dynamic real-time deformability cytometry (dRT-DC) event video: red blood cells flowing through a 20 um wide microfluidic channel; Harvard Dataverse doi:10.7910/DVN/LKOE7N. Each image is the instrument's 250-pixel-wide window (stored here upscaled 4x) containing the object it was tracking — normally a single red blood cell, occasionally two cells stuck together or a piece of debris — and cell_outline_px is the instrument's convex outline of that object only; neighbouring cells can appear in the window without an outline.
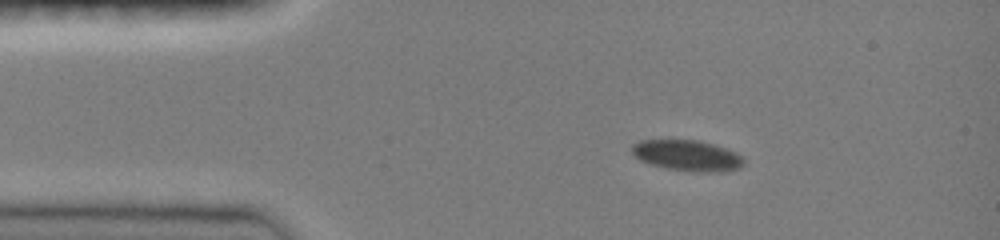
{"species": "common noctule bat (a hibernating species)", "species_latin": "Nyctalus noctula", "temperature_condition": "room temperature", "stored_images_in_passage": 41, "camera_frame_rate_fps": 3000, "um_per_image_px": 0.085, "animal": {"sex": "female", "body_mass_g": 19.0, "forearm_length_mm": 51.5}, "frame": {"image": 1, "passage_image": 1, "time_ms": 0.0, "image_size_px": [1000, 240], "cell_outline_px": [[744, 164], [740, 168], [724, 172], [692, 172], [668, 168], [652, 164], [640, 160], [632, 152], [632, 144], [640, 140], [696, 140], [712, 144], [736, 152], [744, 160]], "centroid_in_image_um": [58.44, 13.23], "position_along_channel_um": 26.6, "area_um2": 20.0}}
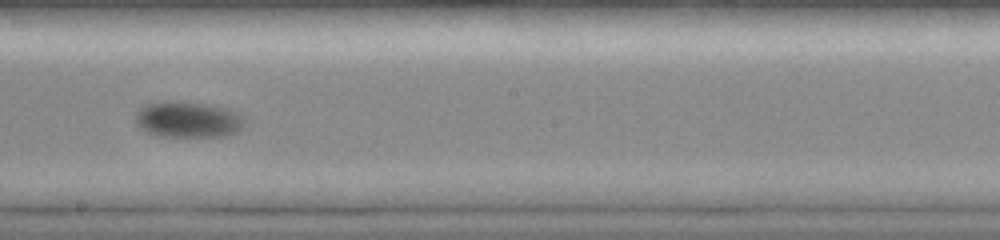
{"frame": {"image": 2, "passage_image": 20, "time_ms": 6.667, "image_size_px": [1000, 240], "cell_outline_px": [[244, 124], [236, 132], [228, 136], [156, 136], [144, 132], [136, 124], [136, 112], [144, 104], [156, 100], [180, 100], [212, 104], [228, 108], [236, 112], [244, 120]], "centroid_in_image_um": [15.92, 10.12], "position_along_channel_um": 232.3, "area_um2": 23.58}}
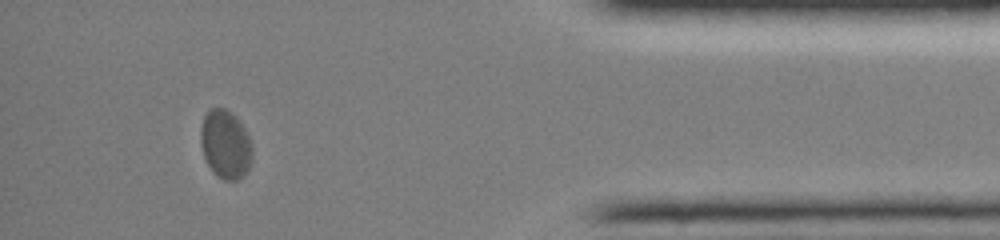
{"frame": {"image": 3, "passage_image": 36, "time_ms": 12.333, "image_size_px": [1000, 240], "cell_outline_px": [[252, 160], [244, 176], [236, 180], [224, 180], [216, 176], [212, 172], [204, 156], [200, 144], [200, 128], [204, 116], [208, 108], [224, 108], [232, 112], [240, 120], [252, 144]], "centroid_in_image_um": [19.16, 12.26], "position_along_channel_um": 416.0, "area_um2": 20.98}, "authors_computed_cell_mechanics": {"area_um2": 21.7906, "velocity_mm_per_s": 3.813, "shape_relaxation_time_tau1_ms": 3.156, "shape_relaxation_time_tau2_ms": null, "deformation_change_tau1": 0.0593, "deformation_change_tau2": null}}